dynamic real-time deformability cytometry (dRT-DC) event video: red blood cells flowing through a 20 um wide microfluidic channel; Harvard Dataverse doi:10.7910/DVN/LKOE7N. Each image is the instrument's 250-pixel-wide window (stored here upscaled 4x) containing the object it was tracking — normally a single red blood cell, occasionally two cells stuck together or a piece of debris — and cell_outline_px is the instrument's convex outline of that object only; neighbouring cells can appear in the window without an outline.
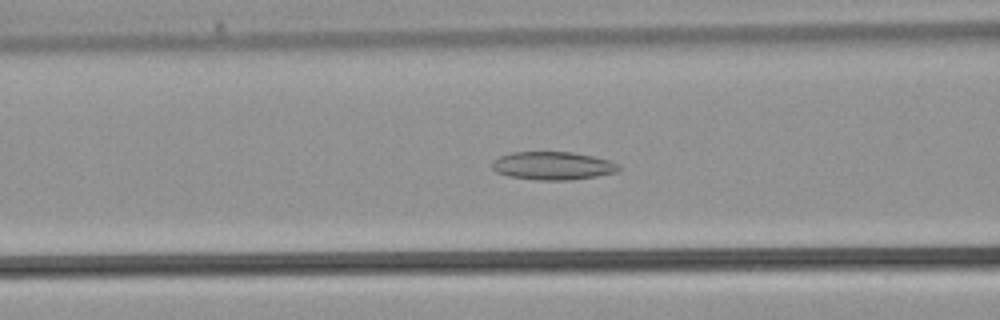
{"species": "common noctule bat (a hibernating species)", "species_latin": "Nyctalus noctula", "temperature_condition": "warm", "stored_images_in_passage": 32, "camera_frame_rate_fps": 3000, "um_per_image_px": 0.085, "animal": {"sex": "male", "body_mass_g": 21.5, "forearm_length_mm": 52.0}, "frame": {"image": 1, "passage_image": 9, "time_ms": 2.667, "image_size_px": [1000, 320], "cell_outline_px": [[620, 168], [616, 172], [596, 176], [572, 180], [536, 180], [508, 176], [496, 172], [492, 168], [492, 164], [500, 156], [512, 152], [572, 152], [592, 156], [608, 160], [620, 164]], "centroid_in_image_um": [47.0, 14.09], "position_along_channel_um": 119.6, "area_um2": 20.69}}
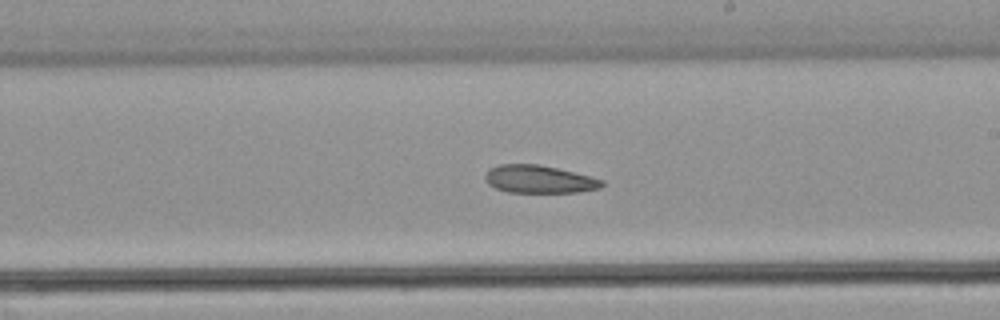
{"frame": {"image": 2, "passage_image": 16, "time_ms": 5.0, "image_size_px": [1000, 320], "cell_outline_px": [[604, 184], [600, 188], [576, 192], [508, 192], [496, 188], [488, 184], [484, 176], [488, 168], [500, 164], [536, 164], [556, 168], [604, 180]], "centroid_in_image_um": [45.78, 15.23], "position_along_channel_um": 243.2, "area_um2": 18.73}}
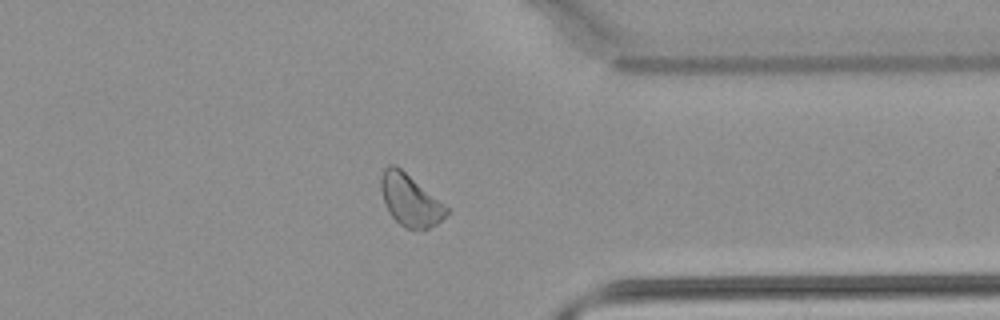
{"frame": {"image": 3, "passage_image": 24, "time_ms": 7.667, "image_size_px": [1000, 320], "cell_outline_px": [[448, 212], [436, 224], [428, 228], [404, 228], [388, 212], [384, 204], [380, 188], [380, 176], [384, 168], [388, 164], [396, 164], [448, 208]], "centroid_in_image_um": [34.79, 16.98], "position_along_channel_um": 376.6, "area_um2": 19.48}}